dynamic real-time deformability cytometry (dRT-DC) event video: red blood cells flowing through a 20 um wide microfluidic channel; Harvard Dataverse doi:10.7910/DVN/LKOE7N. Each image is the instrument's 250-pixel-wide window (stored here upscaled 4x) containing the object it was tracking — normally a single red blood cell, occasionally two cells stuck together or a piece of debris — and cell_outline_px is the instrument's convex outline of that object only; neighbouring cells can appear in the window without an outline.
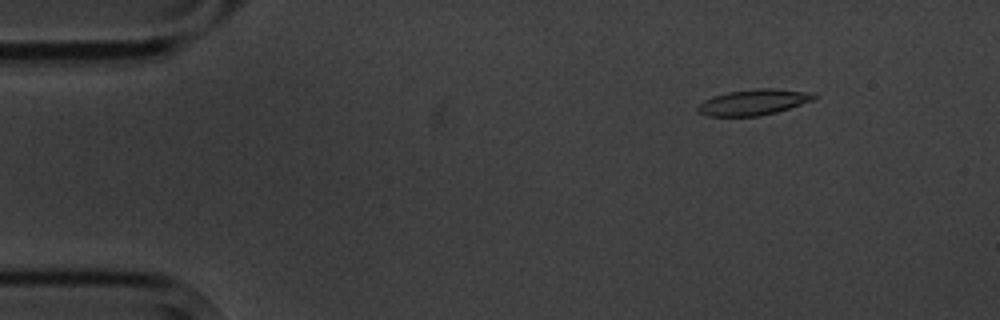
{"species": "common noctule bat (a hibernating species)", "species_latin": "Nyctalus noctula", "temperature_condition": "cold", "stored_images_in_passage": 4, "camera_frame_rate_fps": 3000, "um_per_image_px": 0.085, "animal": {"sex": "male", "body_mass_g": 20.1, "forearm_length_mm": 53.5}, "frame": {"image": 1, "passage_image": 2, "time_ms": 1.333, "image_size_px": [1000, 320], "cell_outline_px": [[816, 96], [812, 100], [776, 112], [760, 116], [704, 116], [696, 112], [696, 108], [704, 100], [712, 96], [728, 92], [756, 88], [772, 88], [816, 92]], "centroid_in_image_um": [64.01, 8.68], "position_along_channel_um": 21.0, "area_um2": 17.57}}
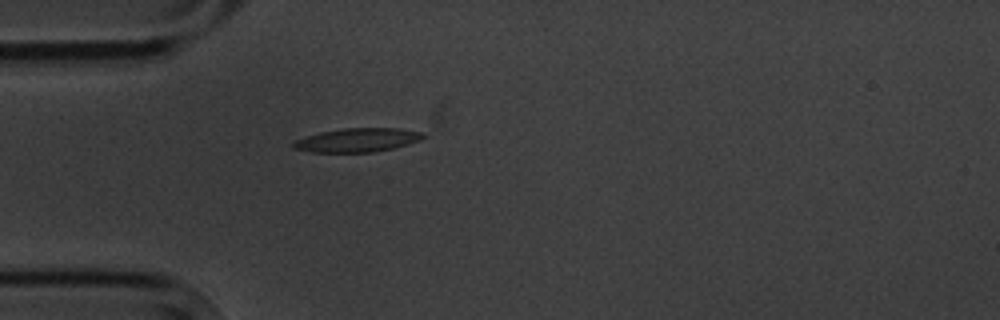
{"frame": {"image": 2, "passage_image": 4, "time_ms": 4.333, "image_size_px": [1000, 320], "cell_outline_px": [[428, 136], [420, 140], [408, 144], [392, 148], [372, 152], [312, 152], [292, 148], [288, 144], [296, 140], [320, 132], [344, 128], [400, 128], [424, 132]], "centroid_in_image_um": [30.4, 11.9], "position_along_channel_um": 54.6, "area_um2": 18.09}}